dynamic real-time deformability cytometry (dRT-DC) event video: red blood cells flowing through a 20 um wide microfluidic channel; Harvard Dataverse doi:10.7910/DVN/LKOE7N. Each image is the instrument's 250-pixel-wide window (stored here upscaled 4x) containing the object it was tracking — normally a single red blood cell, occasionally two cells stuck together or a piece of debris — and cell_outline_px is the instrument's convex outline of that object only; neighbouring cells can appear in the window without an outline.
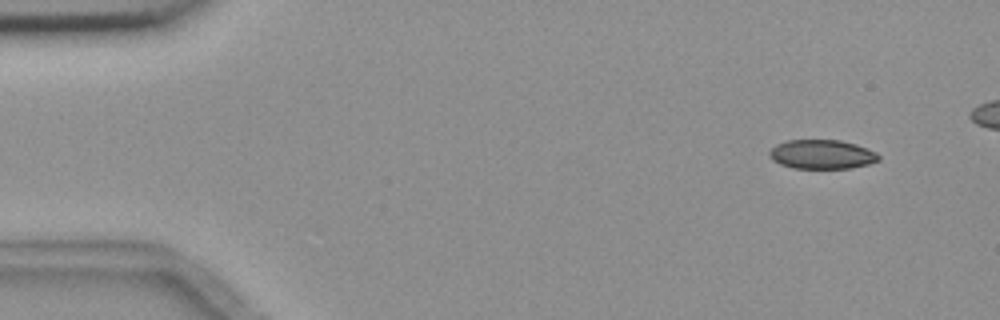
{"species": "common noctule bat (a hibernating species)", "species_latin": "Nyctalus noctula", "temperature_condition": "room temperature", "stored_images_in_passage": 5, "camera_frame_rate_fps": 3000, "um_per_image_px": 0.085, "animal": {"sex": "female", "body_mass_g": 18.4}, "frame": {"image": 1, "passage_image": 1, "time_ms": 0.0, "image_size_px": [1000, 320], "cell_outline_px": [[880, 160], [868, 164], [848, 168], [792, 168], [780, 164], [772, 160], [768, 152], [776, 144], [784, 140], [840, 140], [856, 144], [868, 148], [876, 152], [880, 156]], "centroid_in_image_um": [69.85, 13.11], "position_along_channel_um": 15.1, "area_um2": 18.67}}